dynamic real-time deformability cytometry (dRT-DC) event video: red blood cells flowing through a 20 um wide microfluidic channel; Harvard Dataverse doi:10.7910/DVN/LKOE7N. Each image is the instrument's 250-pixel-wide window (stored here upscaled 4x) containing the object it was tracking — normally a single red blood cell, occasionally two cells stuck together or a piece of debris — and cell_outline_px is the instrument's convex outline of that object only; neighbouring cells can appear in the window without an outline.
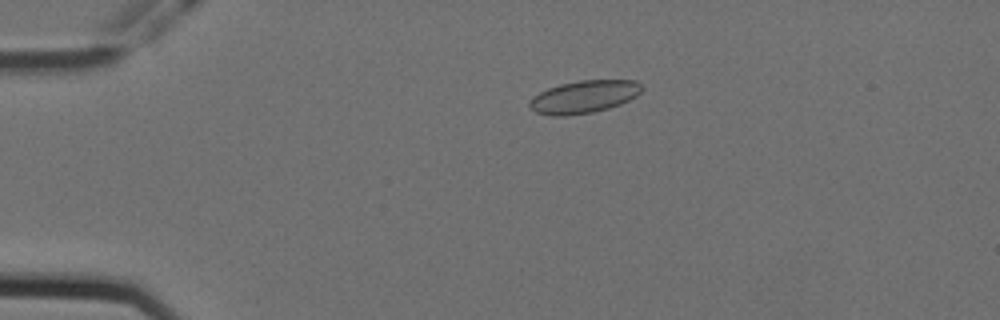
{"species": "Egyptian fruit bat (a non-hibernating species)", "species_latin": "Rousettus aegyptiacus", "temperature_condition": "cold", "stored_images_in_passage": 58, "camera_frame_rate_fps": 3000, "um_per_image_px": 0.085, "animal": {"sex": "female"}, "frame": {"image": 1, "passage_image": 13, "time_ms": 4.0, "image_size_px": [1000, 320], "cell_outline_px": [[644, 88], [636, 96], [620, 104], [608, 108], [592, 112], [564, 116], [552, 116], [536, 112], [528, 104], [532, 96], [548, 88], [560, 84], [580, 80], [636, 80]], "centroid_in_image_um": [49.63, 8.22], "position_along_channel_um": 35.4, "area_um2": 21.27}}
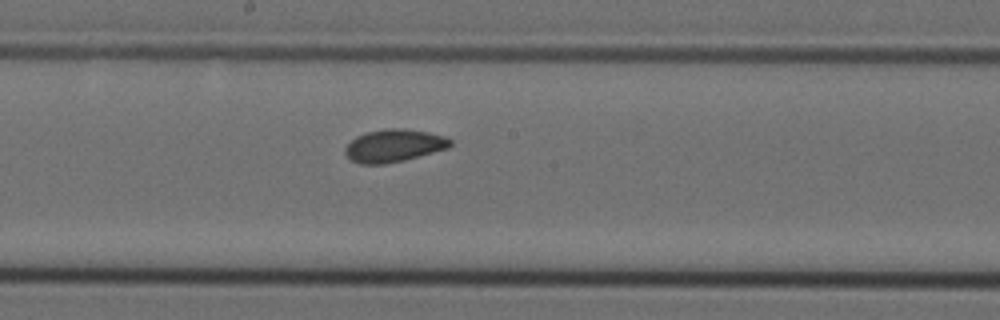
{"frame": {"image": 2, "passage_image": 32, "time_ms": 10.333, "image_size_px": [1000, 320], "cell_outline_px": [[452, 144], [448, 148], [404, 160], [384, 164], [360, 164], [352, 160], [344, 152], [344, 148], [356, 136], [368, 132], [388, 128], [404, 128], [428, 132], [444, 136], [452, 140]], "centroid_in_image_um": [33.49, 12.38], "position_along_channel_um": 214.7, "area_um2": 19.88}}
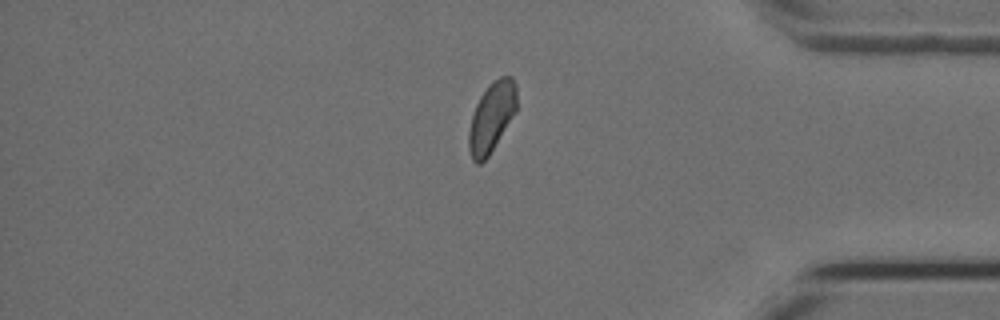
{"frame": {"image": 3, "passage_image": 49, "time_ms": 16.0, "image_size_px": [1000, 320], "cell_outline_px": [[516, 112], [488, 156], [480, 164], [476, 164], [472, 160], [468, 148], [468, 132], [472, 116], [476, 104], [480, 96], [488, 84], [492, 80], [500, 76], [512, 76], [516, 84]], "centroid_in_image_um": [41.78, 9.94], "position_along_channel_um": 393.4, "area_um2": 19.59}, "authors_computed_cell_mechanics": {"area_um2": 19.8832, "velocity_mm_per_s": 3.5432, "shape_relaxation_time_tau1_ms": null, "shape_relaxation_time_tau2_ms": 1.7272, "deformation_change_tau1": null, "deformation_change_tau2": 0.0674}}